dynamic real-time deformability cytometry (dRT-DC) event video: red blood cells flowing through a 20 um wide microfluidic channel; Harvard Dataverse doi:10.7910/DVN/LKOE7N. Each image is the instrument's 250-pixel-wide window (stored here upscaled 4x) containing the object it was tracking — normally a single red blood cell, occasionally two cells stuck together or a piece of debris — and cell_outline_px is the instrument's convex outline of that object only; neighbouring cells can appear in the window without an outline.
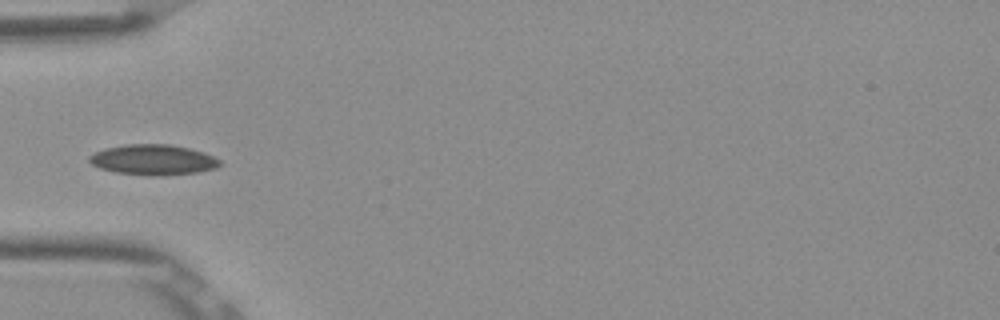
{"species": "Egyptian fruit bat (a non-hibernating species)", "species_latin": "Rousettus aegyptiacus", "temperature_condition": "room temperature", "stored_images_in_passage": 4, "camera_frame_rate_fps": 3000, "um_per_image_px": 0.085, "frame": {"image": 1, "passage_image": 3, "time_ms": 0.667, "image_size_px": [1000, 320], "cell_outline_px": [[220, 164], [216, 168], [196, 172], [152, 176], [116, 172], [100, 168], [92, 164], [88, 160], [88, 156], [104, 148], [124, 144], [172, 144], [204, 152], [220, 160]], "centroid_in_image_um": [12.99, 13.57], "position_along_channel_um": 72.0, "area_um2": 23.0}}
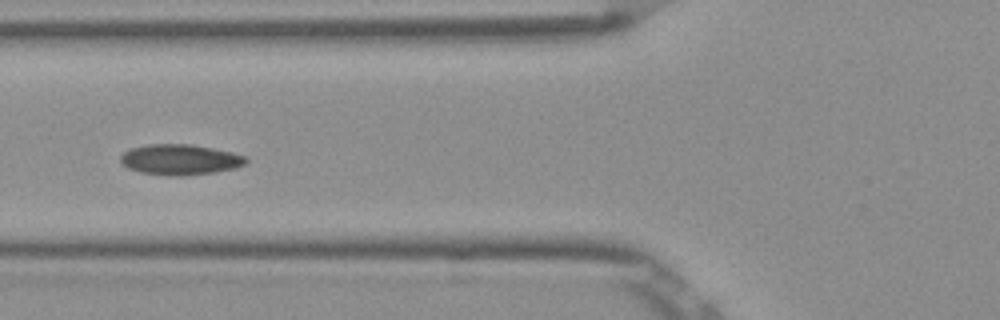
{"frame": {"image": 2, "passage_image": 4, "time_ms": 1.0, "image_size_px": [1000, 320], "cell_outline_px": [[248, 160], [244, 164], [236, 168], [212, 172], [180, 176], [140, 172], [128, 168], [120, 160], [120, 156], [124, 152], [132, 148], [148, 144], [192, 144], [232, 152], [244, 156]], "centroid_in_image_um": [15.31, 13.55], "position_along_channel_um": 110.5, "area_um2": 22.02}}